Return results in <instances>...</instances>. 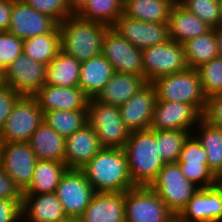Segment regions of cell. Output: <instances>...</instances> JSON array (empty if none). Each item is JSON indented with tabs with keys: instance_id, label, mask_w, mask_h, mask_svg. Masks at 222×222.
I'll return each instance as SVG.
<instances>
[{
	"instance_id": "1",
	"label": "cell",
	"mask_w": 222,
	"mask_h": 222,
	"mask_svg": "<svg viewBox=\"0 0 222 222\" xmlns=\"http://www.w3.org/2000/svg\"><path fill=\"white\" fill-rule=\"evenodd\" d=\"M80 170L95 192L121 193L135 187L124 149L103 148Z\"/></svg>"
},
{
	"instance_id": "2",
	"label": "cell",
	"mask_w": 222,
	"mask_h": 222,
	"mask_svg": "<svg viewBox=\"0 0 222 222\" xmlns=\"http://www.w3.org/2000/svg\"><path fill=\"white\" fill-rule=\"evenodd\" d=\"M58 27L61 51L83 62L102 54L103 39L110 26L70 15Z\"/></svg>"
},
{
	"instance_id": "3",
	"label": "cell",
	"mask_w": 222,
	"mask_h": 222,
	"mask_svg": "<svg viewBox=\"0 0 222 222\" xmlns=\"http://www.w3.org/2000/svg\"><path fill=\"white\" fill-rule=\"evenodd\" d=\"M135 186H150L165 163L158 153L155 130L133 131L123 148Z\"/></svg>"
},
{
	"instance_id": "4",
	"label": "cell",
	"mask_w": 222,
	"mask_h": 222,
	"mask_svg": "<svg viewBox=\"0 0 222 222\" xmlns=\"http://www.w3.org/2000/svg\"><path fill=\"white\" fill-rule=\"evenodd\" d=\"M152 84L156 89L157 100L187 103L203 116L207 98L202 91L197 69L188 68L169 74L156 79Z\"/></svg>"
},
{
	"instance_id": "5",
	"label": "cell",
	"mask_w": 222,
	"mask_h": 222,
	"mask_svg": "<svg viewBox=\"0 0 222 222\" xmlns=\"http://www.w3.org/2000/svg\"><path fill=\"white\" fill-rule=\"evenodd\" d=\"M87 121L96 132L103 148L125 147L131 132L121 118L119 106L90 98L87 104Z\"/></svg>"
},
{
	"instance_id": "6",
	"label": "cell",
	"mask_w": 222,
	"mask_h": 222,
	"mask_svg": "<svg viewBox=\"0 0 222 222\" xmlns=\"http://www.w3.org/2000/svg\"><path fill=\"white\" fill-rule=\"evenodd\" d=\"M150 187L175 216L181 212L190 198L200 189L185 177L177 162L165 163Z\"/></svg>"
},
{
	"instance_id": "7",
	"label": "cell",
	"mask_w": 222,
	"mask_h": 222,
	"mask_svg": "<svg viewBox=\"0 0 222 222\" xmlns=\"http://www.w3.org/2000/svg\"><path fill=\"white\" fill-rule=\"evenodd\" d=\"M125 222H170L174 213L150 186H135L125 192Z\"/></svg>"
},
{
	"instance_id": "8",
	"label": "cell",
	"mask_w": 222,
	"mask_h": 222,
	"mask_svg": "<svg viewBox=\"0 0 222 222\" xmlns=\"http://www.w3.org/2000/svg\"><path fill=\"white\" fill-rule=\"evenodd\" d=\"M144 78L148 83L188 69L183 44L169 40L142 49Z\"/></svg>"
},
{
	"instance_id": "9",
	"label": "cell",
	"mask_w": 222,
	"mask_h": 222,
	"mask_svg": "<svg viewBox=\"0 0 222 222\" xmlns=\"http://www.w3.org/2000/svg\"><path fill=\"white\" fill-rule=\"evenodd\" d=\"M44 114L33 96H21L0 131L3 142H28Z\"/></svg>"
},
{
	"instance_id": "10",
	"label": "cell",
	"mask_w": 222,
	"mask_h": 222,
	"mask_svg": "<svg viewBox=\"0 0 222 222\" xmlns=\"http://www.w3.org/2000/svg\"><path fill=\"white\" fill-rule=\"evenodd\" d=\"M102 54L113 65L115 72L144 77L142 49L133 46L112 26L106 30Z\"/></svg>"
},
{
	"instance_id": "11",
	"label": "cell",
	"mask_w": 222,
	"mask_h": 222,
	"mask_svg": "<svg viewBox=\"0 0 222 222\" xmlns=\"http://www.w3.org/2000/svg\"><path fill=\"white\" fill-rule=\"evenodd\" d=\"M95 191L81 170L67 169L55 190L66 216L80 217Z\"/></svg>"
},
{
	"instance_id": "12",
	"label": "cell",
	"mask_w": 222,
	"mask_h": 222,
	"mask_svg": "<svg viewBox=\"0 0 222 222\" xmlns=\"http://www.w3.org/2000/svg\"><path fill=\"white\" fill-rule=\"evenodd\" d=\"M47 65L20 54L4 69L5 83L21 96H33L46 82Z\"/></svg>"
},
{
	"instance_id": "13",
	"label": "cell",
	"mask_w": 222,
	"mask_h": 222,
	"mask_svg": "<svg viewBox=\"0 0 222 222\" xmlns=\"http://www.w3.org/2000/svg\"><path fill=\"white\" fill-rule=\"evenodd\" d=\"M37 163L28 142H3L1 166L23 193L31 184Z\"/></svg>"
},
{
	"instance_id": "14",
	"label": "cell",
	"mask_w": 222,
	"mask_h": 222,
	"mask_svg": "<svg viewBox=\"0 0 222 222\" xmlns=\"http://www.w3.org/2000/svg\"><path fill=\"white\" fill-rule=\"evenodd\" d=\"M177 163L185 177L200 189L217 185L215 174L208 167L206 150L193 134L184 142Z\"/></svg>"
},
{
	"instance_id": "15",
	"label": "cell",
	"mask_w": 222,
	"mask_h": 222,
	"mask_svg": "<svg viewBox=\"0 0 222 222\" xmlns=\"http://www.w3.org/2000/svg\"><path fill=\"white\" fill-rule=\"evenodd\" d=\"M112 27L124 39L139 49H145L171 40L168 22L150 23L132 19L122 14Z\"/></svg>"
},
{
	"instance_id": "16",
	"label": "cell",
	"mask_w": 222,
	"mask_h": 222,
	"mask_svg": "<svg viewBox=\"0 0 222 222\" xmlns=\"http://www.w3.org/2000/svg\"><path fill=\"white\" fill-rule=\"evenodd\" d=\"M58 23L33 9L23 0H14L8 32L21 40L52 32Z\"/></svg>"
},
{
	"instance_id": "17",
	"label": "cell",
	"mask_w": 222,
	"mask_h": 222,
	"mask_svg": "<svg viewBox=\"0 0 222 222\" xmlns=\"http://www.w3.org/2000/svg\"><path fill=\"white\" fill-rule=\"evenodd\" d=\"M201 118L202 115L192 105L157 100L150 129L192 132Z\"/></svg>"
},
{
	"instance_id": "18",
	"label": "cell",
	"mask_w": 222,
	"mask_h": 222,
	"mask_svg": "<svg viewBox=\"0 0 222 222\" xmlns=\"http://www.w3.org/2000/svg\"><path fill=\"white\" fill-rule=\"evenodd\" d=\"M156 101V89L152 83H147L119 106L121 118L130 132L150 129Z\"/></svg>"
},
{
	"instance_id": "19",
	"label": "cell",
	"mask_w": 222,
	"mask_h": 222,
	"mask_svg": "<svg viewBox=\"0 0 222 222\" xmlns=\"http://www.w3.org/2000/svg\"><path fill=\"white\" fill-rule=\"evenodd\" d=\"M177 217L183 222H222V189H199Z\"/></svg>"
},
{
	"instance_id": "20",
	"label": "cell",
	"mask_w": 222,
	"mask_h": 222,
	"mask_svg": "<svg viewBox=\"0 0 222 222\" xmlns=\"http://www.w3.org/2000/svg\"><path fill=\"white\" fill-rule=\"evenodd\" d=\"M33 97L43 114L55 110H87L90 99L79 86L63 87L46 84Z\"/></svg>"
},
{
	"instance_id": "21",
	"label": "cell",
	"mask_w": 222,
	"mask_h": 222,
	"mask_svg": "<svg viewBox=\"0 0 222 222\" xmlns=\"http://www.w3.org/2000/svg\"><path fill=\"white\" fill-rule=\"evenodd\" d=\"M103 149L94 129L86 124L65 139L64 163L68 169H82Z\"/></svg>"
},
{
	"instance_id": "22",
	"label": "cell",
	"mask_w": 222,
	"mask_h": 222,
	"mask_svg": "<svg viewBox=\"0 0 222 222\" xmlns=\"http://www.w3.org/2000/svg\"><path fill=\"white\" fill-rule=\"evenodd\" d=\"M125 192H95L80 216L82 222H125Z\"/></svg>"
},
{
	"instance_id": "23",
	"label": "cell",
	"mask_w": 222,
	"mask_h": 222,
	"mask_svg": "<svg viewBox=\"0 0 222 222\" xmlns=\"http://www.w3.org/2000/svg\"><path fill=\"white\" fill-rule=\"evenodd\" d=\"M21 213L27 222H59L66 217L55 193L23 194Z\"/></svg>"
},
{
	"instance_id": "24",
	"label": "cell",
	"mask_w": 222,
	"mask_h": 222,
	"mask_svg": "<svg viewBox=\"0 0 222 222\" xmlns=\"http://www.w3.org/2000/svg\"><path fill=\"white\" fill-rule=\"evenodd\" d=\"M168 26L170 39L180 44L204 35L212 29L177 1L171 8Z\"/></svg>"
},
{
	"instance_id": "25",
	"label": "cell",
	"mask_w": 222,
	"mask_h": 222,
	"mask_svg": "<svg viewBox=\"0 0 222 222\" xmlns=\"http://www.w3.org/2000/svg\"><path fill=\"white\" fill-rule=\"evenodd\" d=\"M147 83L143 76L115 72L95 99L104 104L121 106Z\"/></svg>"
},
{
	"instance_id": "26",
	"label": "cell",
	"mask_w": 222,
	"mask_h": 222,
	"mask_svg": "<svg viewBox=\"0 0 222 222\" xmlns=\"http://www.w3.org/2000/svg\"><path fill=\"white\" fill-rule=\"evenodd\" d=\"M114 73L113 65L100 54L81 62L78 86L89 98H95Z\"/></svg>"
},
{
	"instance_id": "27",
	"label": "cell",
	"mask_w": 222,
	"mask_h": 222,
	"mask_svg": "<svg viewBox=\"0 0 222 222\" xmlns=\"http://www.w3.org/2000/svg\"><path fill=\"white\" fill-rule=\"evenodd\" d=\"M65 137L58 134L45 121L34 131L28 143L37 160L58 161L64 163Z\"/></svg>"
},
{
	"instance_id": "28",
	"label": "cell",
	"mask_w": 222,
	"mask_h": 222,
	"mask_svg": "<svg viewBox=\"0 0 222 222\" xmlns=\"http://www.w3.org/2000/svg\"><path fill=\"white\" fill-rule=\"evenodd\" d=\"M67 169L66 164L62 162L37 160L32 182L23 194L55 193L60 179Z\"/></svg>"
},
{
	"instance_id": "29",
	"label": "cell",
	"mask_w": 222,
	"mask_h": 222,
	"mask_svg": "<svg viewBox=\"0 0 222 222\" xmlns=\"http://www.w3.org/2000/svg\"><path fill=\"white\" fill-rule=\"evenodd\" d=\"M176 0H133L123 6V14L136 20L150 23H165L169 20Z\"/></svg>"
},
{
	"instance_id": "30",
	"label": "cell",
	"mask_w": 222,
	"mask_h": 222,
	"mask_svg": "<svg viewBox=\"0 0 222 222\" xmlns=\"http://www.w3.org/2000/svg\"><path fill=\"white\" fill-rule=\"evenodd\" d=\"M81 62L63 51L47 65L46 85L75 87L79 85Z\"/></svg>"
},
{
	"instance_id": "31",
	"label": "cell",
	"mask_w": 222,
	"mask_h": 222,
	"mask_svg": "<svg viewBox=\"0 0 222 222\" xmlns=\"http://www.w3.org/2000/svg\"><path fill=\"white\" fill-rule=\"evenodd\" d=\"M61 51L60 29L23 40V53L43 64L48 65Z\"/></svg>"
},
{
	"instance_id": "32",
	"label": "cell",
	"mask_w": 222,
	"mask_h": 222,
	"mask_svg": "<svg viewBox=\"0 0 222 222\" xmlns=\"http://www.w3.org/2000/svg\"><path fill=\"white\" fill-rule=\"evenodd\" d=\"M194 135L206 150L208 167L216 174L222 167V128L215 127L203 117Z\"/></svg>"
},
{
	"instance_id": "33",
	"label": "cell",
	"mask_w": 222,
	"mask_h": 222,
	"mask_svg": "<svg viewBox=\"0 0 222 222\" xmlns=\"http://www.w3.org/2000/svg\"><path fill=\"white\" fill-rule=\"evenodd\" d=\"M183 47L189 68L197 69L202 64L218 57V47L214 29H211L204 35L187 40L183 43Z\"/></svg>"
},
{
	"instance_id": "34",
	"label": "cell",
	"mask_w": 222,
	"mask_h": 222,
	"mask_svg": "<svg viewBox=\"0 0 222 222\" xmlns=\"http://www.w3.org/2000/svg\"><path fill=\"white\" fill-rule=\"evenodd\" d=\"M43 121L63 137L71 136L82 129L87 121V110H55L44 113Z\"/></svg>"
},
{
	"instance_id": "35",
	"label": "cell",
	"mask_w": 222,
	"mask_h": 222,
	"mask_svg": "<svg viewBox=\"0 0 222 222\" xmlns=\"http://www.w3.org/2000/svg\"><path fill=\"white\" fill-rule=\"evenodd\" d=\"M123 6L122 0H90L77 15L111 27L123 14Z\"/></svg>"
},
{
	"instance_id": "36",
	"label": "cell",
	"mask_w": 222,
	"mask_h": 222,
	"mask_svg": "<svg viewBox=\"0 0 222 222\" xmlns=\"http://www.w3.org/2000/svg\"><path fill=\"white\" fill-rule=\"evenodd\" d=\"M194 132L186 130H155V140L164 163H176L184 142Z\"/></svg>"
},
{
	"instance_id": "37",
	"label": "cell",
	"mask_w": 222,
	"mask_h": 222,
	"mask_svg": "<svg viewBox=\"0 0 222 222\" xmlns=\"http://www.w3.org/2000/svg\"><path fill=\"white\" fill-rule=\"evenodd\" d=\"M202 91L208 99L222 93V58L216 57L197 68Z\"/></svg>"
},
{
	"instance_id": "38",
	"label": "cell",
	"mask_w": 222,
	"mask_h": 222,
	"mask_svg": "<svg viewBox=\"0 0 222 222\" xmlns=\"http://www.w3.org/2000/svg\"><path fill=\"white\" fill-rule=\"evenodd\" d=\"M179 3L212 29L221 24L218 0H181Z\"/></svg>"
},
{
	"instance_id": "39",
	"label": "cell",
	"mask_w": 222,
	"mask_h": 222,
	"mask_svg": "<svg viewBox=\"0 0 222 222\" xmlns=\"http://www.w3.org/2000/svg\"><path fill=\"white\" fill-rule=\"evenodd\" d=\"M23 53V40L8 31L0 32V67L4 70Z\"/></svg>"
},
{
	"instance_id": "40",
	"label": "cell",
	"mask_w": 222,
	"mask_h": 222,
	"mask_svg": "<svg viewBox=\"0 0 222 222\" xmlns=\"http://www.w3.org/2000/svg\"><path fill=\"white\" fill-rule=\"evenodd\" d=\"M33 9L53 18L58 24L71 14L66 0H23Z\"/></svg>"
},
{
	"instance_id": "41",
	"label": "cell",
	"mask_w": 222,
	"mask_h": 222,
	"mask_svg": "<svg viewBox=\"0 0 222 222\" xmlns=\"http://www.w3.org/2000/svg\"><path fill=\"white\" fill-rule=\"evenodd\" d=\"M20 97L21 95L7 84L0 88V131L11 114L14 104Z\"/></svg>"
},
{
	"instance_id": "42",
	"label": "cell",
	"mask_w": 222,
	"mask_h": 222,
	"mask_svg": "<svg viewBox=\"0 0 222 222\" xmlns=\"http://www.w3.org/2000/svg\"><path fill=\"white\" fill-rule=\"evenodd\" d=\"M202 117L213 126L222 128V93L207 99Z\"/></svg>"
},
{
	"instance_id": "43",
	"label": "cell",
	"mask_w": 222,
	"mask_h": 222,
	"mask_svg": "<svg viewBox=\"0 0 222 222\" xmlns=\"http://www.w3.org/2000/svg\"><path fill=\"white\" fill-rule=\"evenodd\" d=\"M23 193L0 165V199L22 200Z\"/></svg>"
},
{
	"instance_id": "44",
	"label": "cell",
	"mask_w": 222,
	"mask_h": 222,
	"mask_svg": "<svg viewBox=\"0 0 222 222\" xmlns=\"http://www.w3.org/2000/svg\"><path fill=\"white\" fill-rule=\"evenodd\" d=\"M22 200L0 199V222L22 221Z\"/></svg>"
},
{
	"instance_id": "45",
	"label": "cell",
	"mask_w": 222,
	"mask_h": 222,
	"mask_svg": "<svg viewBox=\"0 0 222 222\" xmlns=\"http://www.w3.org/2000/svg\"><path fill=\"white\" fill-rule=\"evenodd\" d=\"M14 0H0V32L8 31L11 20V10Z\"/></svg>"
},
{
	"instance_id": "46",
	"label": "cell",
	"mask_w": 222,
	"mask_h": 222,
	"mask_svg": "<svg viewBox=\"0 0 222 222\" xmlns=\"http://www.w3.org/2000/svg\"><path fill=\"white\" fill-rule=\"evenodd\" d=\"M90 0H66L71 15H77Z\"/></svg>"
},
{
	"instance_id": "47",
	"label": "cell",
	"mask_w": 222,
	"mask_h": 222,
	"mask_svg": "<svg viewBox=\"0 0 222 222\" xmlns=\"http://www.w3.org/2000/svg\"><path fill=\"white\" fill-rule=\"evenodd\" d=\"M216 34L217 47H218V57L222 58V24L213 28Z\"/></svg>"
},
{
	"instance_id": "48",
	"label": "cell",
	"mask_w": 222,
	"mask_h": 222,
	"mask_svg": "<svg viewBox=\"0 0 222 222\" xmlns=\"http://www.w3.org/2000/svg\"><path fill=\"white\" fill-rule=\"evenodd\" d=\"M59 222H82V221L80 217L66 216L64 219L60 220Z\"/></svg>"
},
{
	"instance_id": "49",
	"label": "cell",
	"mask_w": 222,
	"mask_h": 222,
	"mask_svg": "<svg viewBox=\"0 0 222 222\" xmlns=\"http://www.w3.org/2000/svg\"><path fill=\"white\" fill-rule=\"evenodd\" d=\"M4 85H6L5 74H4V70L0 67V88H2Z\"/></svg>"
},
{
	"instance_id": "50",
	"label": "cell",
	"mask_w": 222,
	"mask_h": 222,
	"mask_svg": "<svg viewBox=\"0 0 222 222\" xmlns=\"http://www.w3.org/2000/svg\"><path fill=\"white\" fill-rule=\"evenodd\" d=\"M216 181L218 182L222 178V167L221 169L215 174Z\"/></svg>"
},
{
	"instance_id": "51",
	"label": "cell",
	"mask_w": 222,
	"mask_h": 222,
	"mask_svg": "<svg viewBox=\"0 0 222 222\" xmlns=\"http://www.w3.org/2000/svg\"><path fill=\"white\" fill-rule=\"evenodd\" d=\"M219 3V14H220V19H221V24H222V0H218Z\"/></svg>"
},
{
	"instance_id": "52",
	"label": "cell",
	"mask_w": 222,
	"mask_h": 222,
	"mask_svg": "<svg viewBox=\"0 0 222 222\" xmlns=\"http://www.w3.org/2000/svg\"><path fill=\"white\" fill-rule=\"evenodd\" d=\"M2 145H3V141H2V138L0 137V165H1Z\"/></svg>"
},
{
	"instance_id": "53",
	"label": "cell",
	"mask_w": 222,
	"mask_h": 222,
	"mask_svg": "<svg viewBox=\"0 0 222 222\" xmlns=\"http://www.w3.org/2000/svg\"><path fill=\"white\" fill-rule=\"evenodd\" d=\"M170 222H183L177 216H175Z\"/></svg>"
},
{
	"instance_id": "54",
	"label": "cell",
	"mask_w": 222,
	"mask_h": 222,
	"mask_svg": "<svg viewBox=\"0 0 222 222\" xmlns=\"http://www.w3.org/2000/svg\"><path fill=\"white\" fill-rule=\"evenodd\" d=\"M217 185L222 189V178L217 182Z\"/></svg>"
},
{
	"instance_id": "55",
	"label": "cell",
	"mask_w": 222,
	"mask_h": 222,
	"mask_svg": "<svg viewBox=\"0 0 222 222\" xmlns=\"http://www.w3.org/2000/svg\"><path fill=\"white\" fill-rule=\"evenodd\" d=\"M129 1H133V0H122L123 5H124L126 2H129Z\"/></svg>"
}]
</instances>
